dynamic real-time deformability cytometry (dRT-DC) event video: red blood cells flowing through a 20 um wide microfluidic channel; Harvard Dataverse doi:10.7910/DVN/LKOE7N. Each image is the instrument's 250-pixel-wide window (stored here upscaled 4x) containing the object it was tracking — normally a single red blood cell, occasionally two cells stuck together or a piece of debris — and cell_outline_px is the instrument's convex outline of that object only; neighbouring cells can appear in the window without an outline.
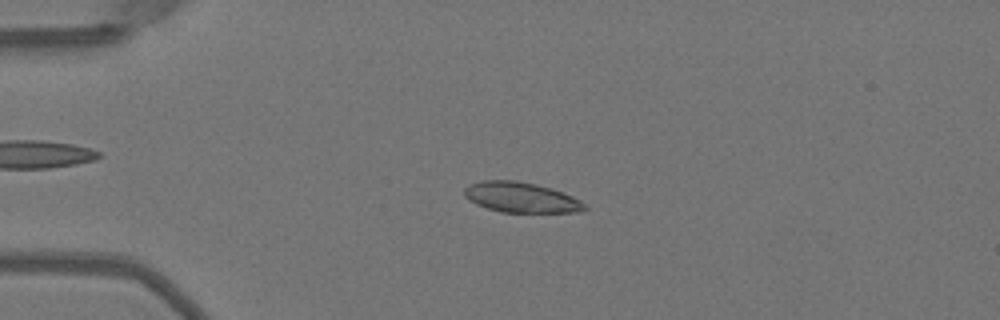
{"species": "Egyptian fruit bat (a non-hibernating species)", "species_latin": "Rousettus aegyptiacus", "temperature_condition": "warm", "stored_images_in_passage": 50, "camera_frame_rate_fps": 3000, "um_per_image_px": 0.085, "animal": {"sex": "female"}, "frame": {"image": 1, "passage_image": 12, "time_ms": 3.667, "image_size_px": [1000, 320], "cell_outline_px": [[588, 208], [580, 212], [500, 212], [476, 204], [464, 196], [464, 188], [468, 184], [484, 180], [516, 180], [536, 184], [552, 188], [572, 196], [580, 200]], "centroid_in_image_um": [44.28, 16.77], "position_along_channel_um": 40.7, "area_um2": 21.27}}
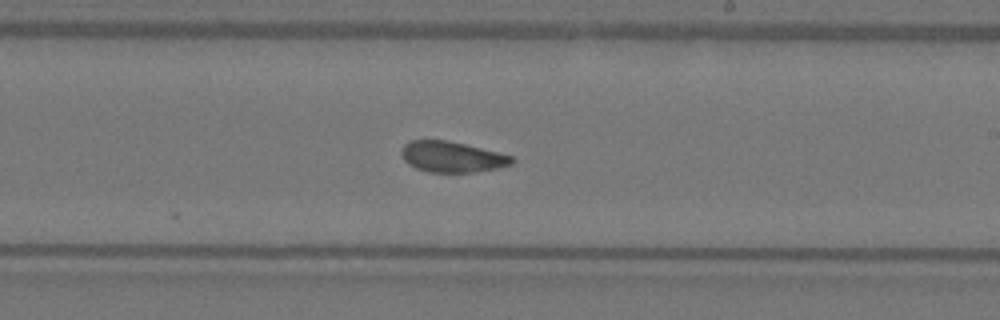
{"frame": {"image": 2, "passage_image": 30, "time_ms": 9.667, "image_size_px": [1000, 320], "cell_outline_px": [[516, 160], [512, 164], [496, 168], [476, 172], [428, 172], [416, 168], [408, 164], [404, 160], [400, 152], [404, 144], [408, 140], [448, 140], [512, 156]], "centroid_in_image_um": [38.38, 13.33], "position_along_channel_um": 250.6, "area_um2": 19.77}}
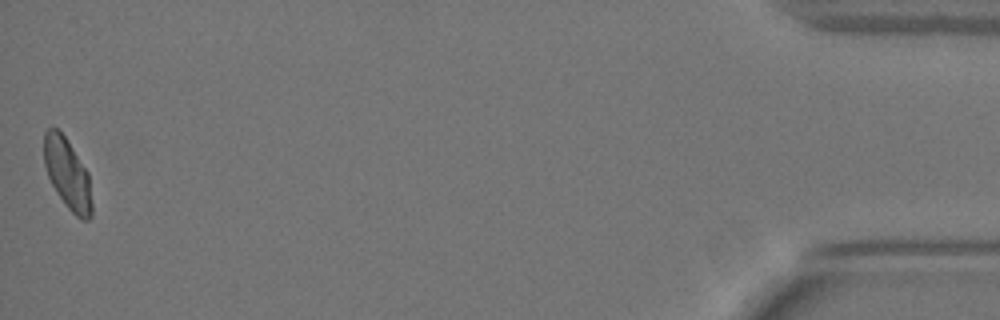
{"frame": {"image": 3, "passage_image": 50, "time_ms": 16.333, "image_size_px": [1000, 320], "cell_outline_px": [[92, 216], [88, 220], [80, 220], [64, 204], [56, 192], [48, 176], [44, 164], [44, 132], [48, 128], [56, 128], [64, 136], [88, 172], [92, 204]], "centroid_in_image_um": [5.74, 14.82], "position_along_channel_um": 429.5, "area_um2": 19.59}, "authors_computed_cell_mechanics": {"area_um2": 20.808, "velocity_mm_per_s": 4.0324, "shape_relaxation_time_tau1_ms": 7.2858, "shape_relaxation_time_tau2_ms": 1.789, "deformation_change_tau1": 0.1545, "deformation_change_tau2": 0.0681}}